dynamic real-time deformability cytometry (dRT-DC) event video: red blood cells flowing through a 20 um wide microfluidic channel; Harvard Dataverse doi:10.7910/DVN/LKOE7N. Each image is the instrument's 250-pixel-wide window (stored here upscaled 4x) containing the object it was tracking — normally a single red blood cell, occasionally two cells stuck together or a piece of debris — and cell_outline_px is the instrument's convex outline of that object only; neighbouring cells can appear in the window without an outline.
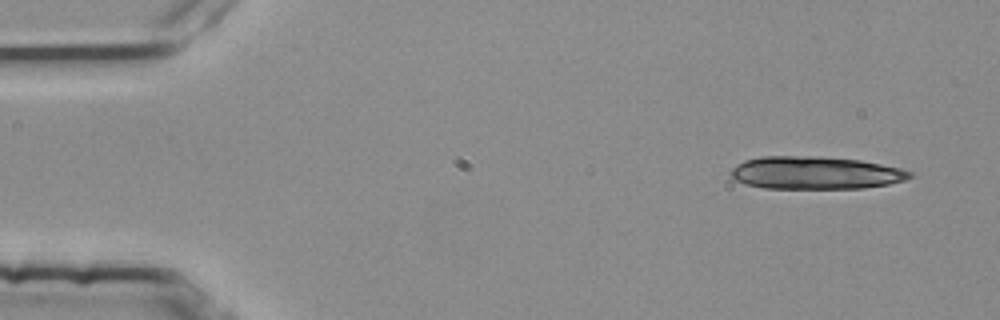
{"species": "common noctule bat (a hibernating species)", "species_latin": "Nyctalus noctula", "temperature_condition": "room temperature", "stored_images_in_passage": 5, "camera_frame_rate_fps": 3000, "um_per_image_px": 0.085, "animal": {"sex": "female", "body_mass_g": 25.1}, "frame": {"image": 1, "passage_image": 1, "time_ms": 0.0, "image_size_px": [1000, 320], "cell_outline_px": [[912, 176], [908, 180], [888, 184], [864, 188], [764, 188], [748, 184], [736, 180], [728, 176], [728, 172], [732, 168], [744, 160], [760, 156], [812, 156], [860, 160], [900, 168], [912, 172]], "centroid_in_image_um": [69.29, 14.69], "position_along_channel_um": 15.7, "area_um2": 34.16}}
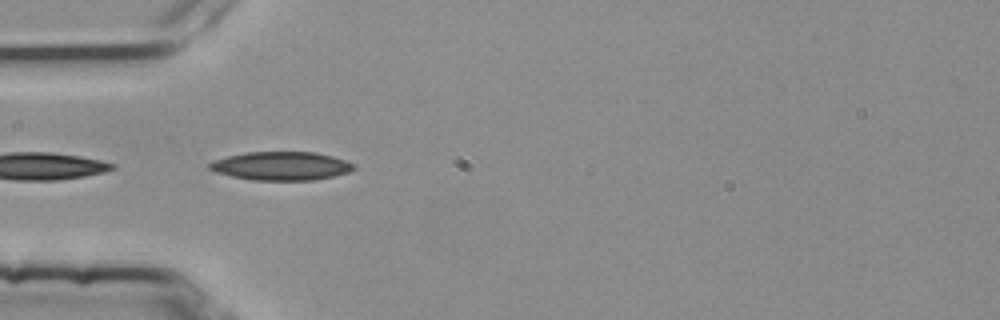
{"frame": {"image": 2, "passage_image": 4, "time_ms": 1.0, "image_size_px": [1000, 320], "cell_outline_px": [[356, 168], [348, 172], [332, 176], [312, 180], [252, 180], [232, 176], [216, 172], [208, 168], [208, 164], [212, 160], [228, 156], [248, 152], [316, 152], [332, 156], [356, 164]], "centroid_in_image_um": [23.9, 14.1], "position_along_channel_um": 61.1, "area_um2": 23.93}}